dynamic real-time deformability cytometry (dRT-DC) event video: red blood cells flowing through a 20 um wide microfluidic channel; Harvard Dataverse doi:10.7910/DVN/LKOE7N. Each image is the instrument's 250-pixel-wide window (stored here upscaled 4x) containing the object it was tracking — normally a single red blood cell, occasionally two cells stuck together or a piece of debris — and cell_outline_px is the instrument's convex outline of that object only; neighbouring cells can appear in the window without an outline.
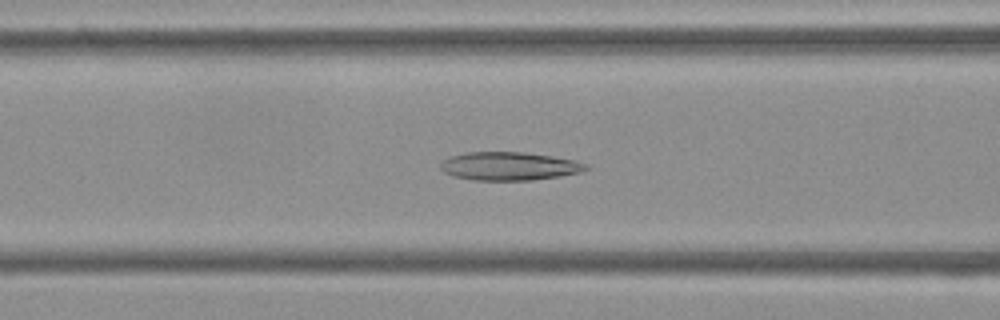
{"species": "Egyptian fruit bat (a non-hibernating species)", "species_latin": "Rousettus aegyptiacus", "temperature_condition": "cold", "stored_images_in_passage": 53, "camera_frame_rate_fps": 3000, "um_per_image_px": 0.085, "frame": {"image": 1, "passage_image": 21, "time_ms": 6.667, "image_size_px": [1000, 320], "cell_outline_px": [[592, 168], [580, 172], [560, 176], [532, 180], [472, 180], [452, 176], [444, 172], [440, 168], [440, 164], [448, 156], [464, 152], [524, 152], [552, 156], [576, 160], [588, 164]], "centroid_in_image_um": [43.29, 14.12], "position_along_channel_um": 123.3, "area_um2": 24.28}}
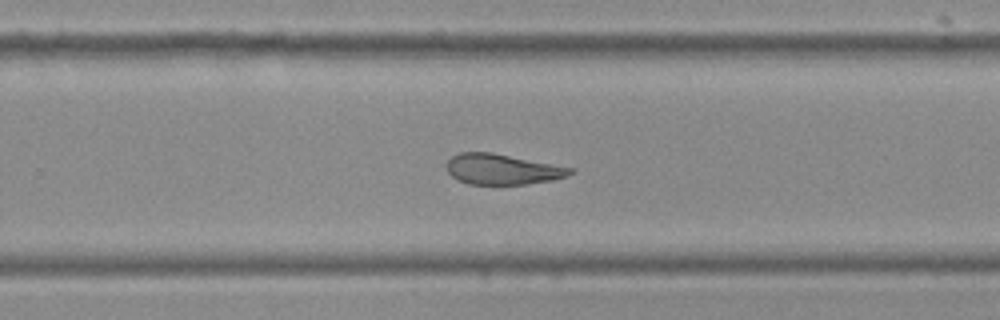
{"frame": {"image": 2, "passage_image": 34, "time_ms": 11.0, "image_size_px": [1000, 320], "cell_outline_px": [[576, 168], [568, 176], [552, 180], [524, 184], [468, 184], [456, 180], [448, 172], [448, 160], [452, 156], [460, 152], [492, 152]], "centroid_in_image_um": [42.72, 14.38], "position_along_channel_um": 287.1, "area_um2": 22.02}}
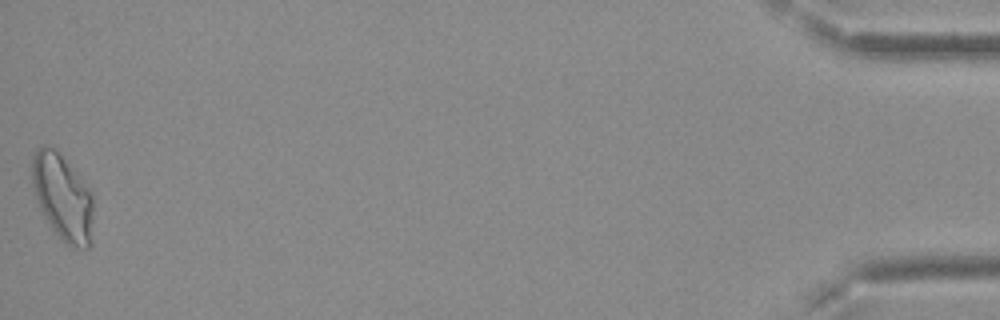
{"frame": {"image": 3, "passage_image": 53, "time_ms": 17.333, "image_size_px": [1000, 320], "cell_outline_px": [[92, 244], [88, 248], [72, 248], [64, 244], [52, 228], [44, 216], [40, 208], [32, 184], [32, 156], [36, 148], [44, 144], [52, 148], [64, 160], [88, 188], [92, 196]], "centroid_in_image_um": [5.32, 16.83], "position_along_channel_um": 429.9, "area_um2": 30.4}, "authors_computed_cell_mechanics": {"area_um2": 24.854, "velocity_mm_per_s": 3.7777, "shape_relaxation_time_tau1_ms": null, "shape_relaxation_time_tau2_ms": 4.2963, "deformation_change_tau1": null, "deformation_change_tau2": 0.1342}}